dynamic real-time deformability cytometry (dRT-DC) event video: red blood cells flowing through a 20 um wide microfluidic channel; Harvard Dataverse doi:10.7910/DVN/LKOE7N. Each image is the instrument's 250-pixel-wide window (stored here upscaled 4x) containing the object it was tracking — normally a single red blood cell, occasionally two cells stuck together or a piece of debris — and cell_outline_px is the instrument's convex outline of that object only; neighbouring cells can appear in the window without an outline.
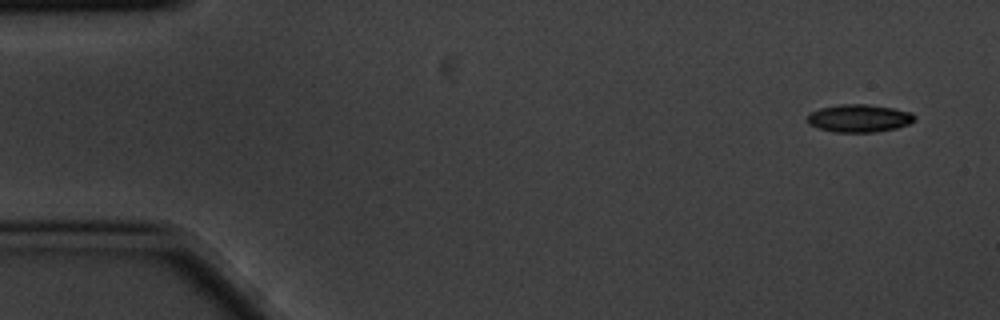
{"species": "common noctule bat (a hibernating species)", "species_latin": "Nyctalus noctula", "temperature_condition": "cold", "stored_images_in_passage": 5, "camera_frame_rate_fps": 3000, "um_per_image_px": 0.085, "animal": {"sex": "male", "body_mass_g": 20.1, "forearm_length_mm": 53.5}, "frame": {"image": 1, "passage_image": 1, "time_ms": 0.0, "image_size_px": [1000, 320], "cell_outline_px": [[916, 120], [908, 124], [896, 128], [876, 132], [836, 132], [820, 128], [808, 124], [804, 120], [812, 112], [820, 108], [840, 104], [868, 104], [892, 108], [912, 112], [916, 116]], "centroid_in_image_um": [73.04, 10.05], "position_along_channel_um": 12.0, "area_um2": 17.4}}
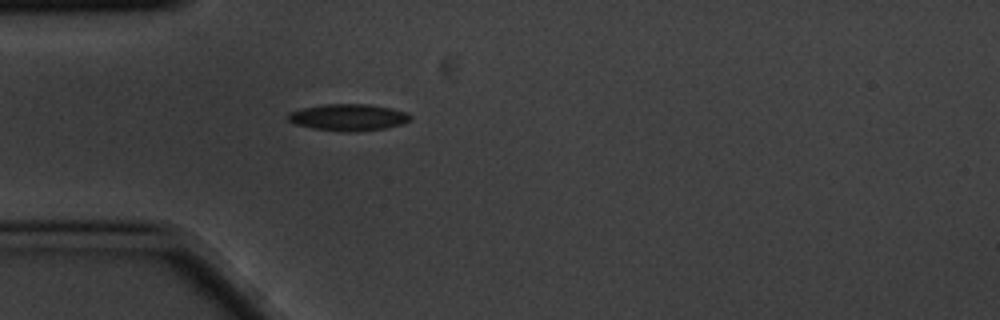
{"frame": {"image": 2, "passage_image": 5, "time_ms": 1.333, "image_size_px": [1000, 320], "cell_outline_px": [[412, 116], [404, 124], [384, 128], [356, 132], [348, 132], [312, 128], [296, 124], [288, 120], [288, 112], [300, 108], [324, 104], [368, 104], [392, 108], [408, 112]], "centroid_in_image_um": [29.62, 9.96], "position_along_channel_um": 55.4, "area_um2": 19.13}}